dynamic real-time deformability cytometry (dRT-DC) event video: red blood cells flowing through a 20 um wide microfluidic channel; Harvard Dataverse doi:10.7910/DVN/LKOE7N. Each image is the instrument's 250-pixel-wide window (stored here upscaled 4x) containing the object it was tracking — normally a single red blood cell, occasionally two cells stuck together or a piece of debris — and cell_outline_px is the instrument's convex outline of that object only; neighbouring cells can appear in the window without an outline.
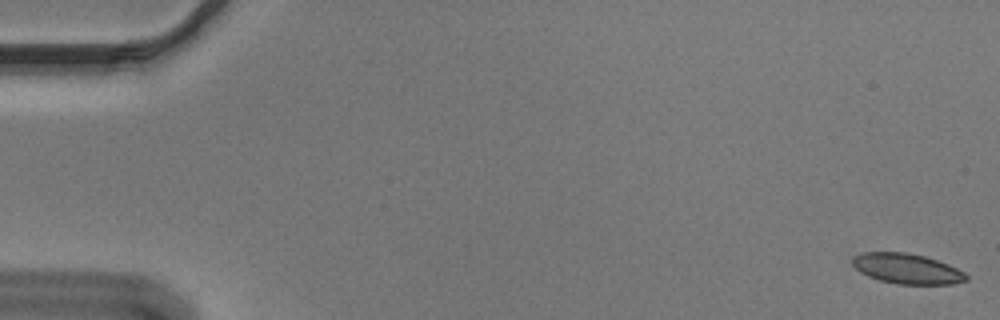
{"species": "Egyptian fruit bat (a non-hibernating species)", "species_latin": "Rousettus aegyptiacus", "temperature_condition": "cold", "stored_images_in_passage": 55, "camera_frame_rate_fps": 3000, "um_per_image_px": 0.085, "animal": {"sex": "male"}, "frame": {"image": 1, "passage_image": 1, "time_ms": 0.0, "image_size_px": [1000, 320], "cell_outline_px": [[968, 280], [952, 284], [896, 284], [880, 280], [868, 276], [860, 272], [852, 264], [852, 256], [864, 252], [908, 252], [924, 256], [948, 264], [964, 272], [968, 276]], "centroid_in_image_um": [77.08, 22.83], "position_along_channel_um": 7.9, "area_um2": 20.06}}
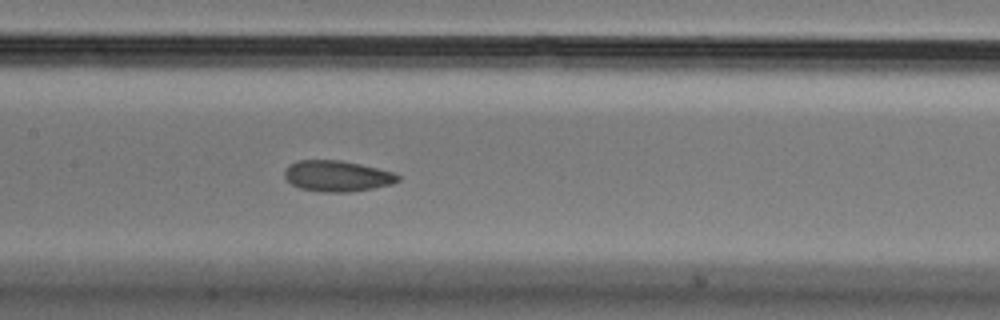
{"frame": {"image": 2, "passage_image": 27, "time_ms": 8.667, "image_size_px": [1000, 320], "cell_outline_px": [[400, 180], [392, 184], [372, 188], [348, 192], [320, 192], [300, 188], [292, 184], [284, 176], [284, 168], [288, 164], [300, 160], [340, 160], [360, 164], [392, 172], [400, 176]], "centroid_in_image_um": [28.62, 14.96], "position_along_channel_um": 178.8, "area_um2": 20.4}}
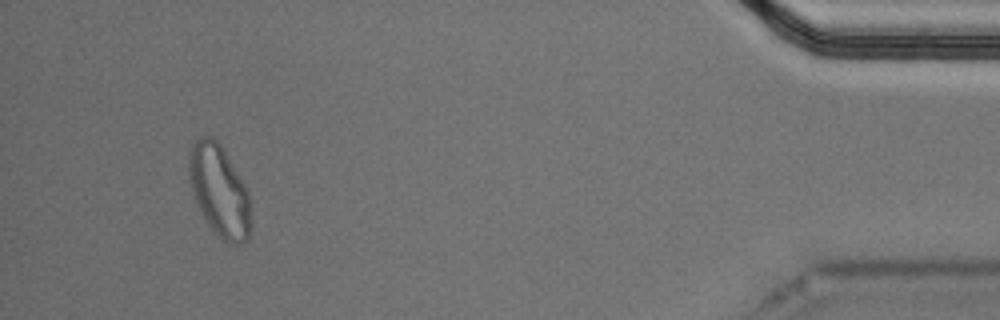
{"frame": {"image": 3, "passage_image": 52, "time_ms": 17.0, "image_size_px": [1000, 320], "cell_outline_px": [[252, 224], [248, 240], [240, 244], [228, 244], [204, 220], [196, 204], [188, 180], [188, 152], [192, 144], [200, 136], [212, 136], [224, 148], [244, 184], [248, 192]], "centroid_in_image_um": [18.63, 16.21], "position_along_channel_um": 416.6, "area_um2": 33.52}, "authors_computed_cell_mechanics": {"area_um2": 21.0392, "velocity_mm_per_s": 3.6346, "shape_relaxation_time_tau1_ms": null, "shape_relaxation_time_tau2_ms": 1.7359, "deformation_change_tau1": null, "deformation_change_tau2": 0.0691}}